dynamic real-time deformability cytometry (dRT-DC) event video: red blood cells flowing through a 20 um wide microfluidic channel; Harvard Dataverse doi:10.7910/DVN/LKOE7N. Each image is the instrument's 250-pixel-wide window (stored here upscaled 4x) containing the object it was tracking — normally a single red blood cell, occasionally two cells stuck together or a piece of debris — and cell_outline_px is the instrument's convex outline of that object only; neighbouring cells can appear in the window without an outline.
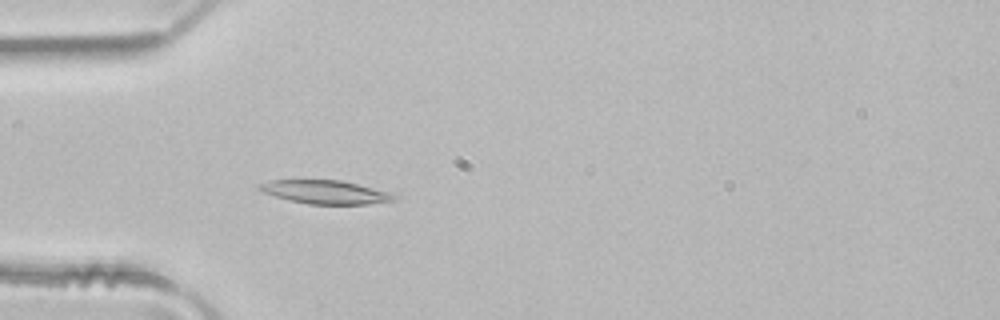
{"species": "common noctule bat (a hibernating species)", "species_latin": "Nyctalus noctula", "temperature_condition": "room temperature", "stored_images_in_passage": 3, "camera_frame_rate_fps": 3000, "um_per_image_px": 0.085, "animal": {"sex": "male", "body_mass_g": 21.5, "forearm_length_mm": 52.0}, "frame": {"image": 1, "passage_image": 3, "time_ms": 0.667, "image_size_px": [1000, 320], "cell_outline_px": [[400, 196], [396, 200], [368, 204], [308, 204], [260, 192], [256, 188], [256, 184], [268, 180], [340, 180], [392, 192]], "centroid_in_image_um": [27.66, 16.32], "position_along_channel_um": 57.3, "area_um2": 18.67}}